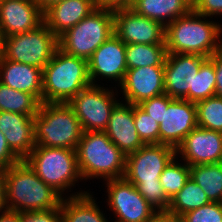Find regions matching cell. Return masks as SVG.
<instances>
[{
  "mask_svg": "<svg viewBox=\"0 0 222 222\" xmlns=\"http://www.w3.org/2000/svg\"><path fill=\"white\" fill-rule=\"evenodd\" d=\"M5 208V169L0 167V212Z\"/></svg>",
  "mask_w": 222,
  "mask_h": 222,
  "instance_id": "cell-42",
  "label": "cell"
},
{
  "mask_svg": "<svg viewBox=\"0 0 222 222\" xmlns=\"http://www.w3.org/2000/svg\"><path fill=\"white\" fill-rule=\"evenodd\" d=\"M190 177L211 202L222 203V162L190 166Z\"/></svg>",
  "mask_w": 222,
  "mask_h": 222,
  "instance_id": "cell-26",
  "label": "cell"
},
{
  "mask_svg": "<svg viewBox=\"0 0 222 222\" xmlns=\"http://www.w3.org/2000/svg\"><path fill=\"white\" fill-rule=\"evenodd\" d=\"M35 121V146L76 150L83 130L68 103H41Z\"/></svg>",
  "mask_w": 222,
  "mask_h": 222,
  "instance_id": "cell-6",
  "label": "cell"
},
{
  "mask_svg": "<svg viewBox=\"0 0 222 222\" xmlns=\"http://www.w3.org/2000/svg\"><path fill=\"white\" fill-rule=\"evenodd\" d=\"M207 58L198 54L167 53L164 63L165 94L193 102V81Z\"/></svg>",
  "mask_w": 222,
  "mask_h": 222,
  "instance_id": "cell-12",
  "label": "cell"
},
{
  "mask_svg": "<svg viewBox=\"0 0 222 222\" xmlns=\"http://www.w3.org/2000/svg\"><path fill=\"white\" fill-rule=\"evenodd\" d=\"M63 196L42 181L21 160L5 169L6 208L17 212L45 211L57 208Z\"/></svg>",
  "mask_w": 222,
  "mask_h": 222,
  "instance_id": "cell-2",
  "label": "cell"
},
{
  "mask_svg": "<svg viewBox=\"0 0 222 222\" xmlns=\"http://www.w3.org/2000/svg\"><path fill=\"white\" fill-rule=\"evenodd\" d=\"M174 157L161 173L159 179L163 191L169 200L173 198L190 178V166L176 163Z\"/></svg>",
  "mask_w": 222,
  "mask_h": 222,
  "instance_id": "cell-30",
  "label": "cell"
},
{
  "mask_svg": "<svg viewBox=\"0 0 222 222\" xmlns=\"http://www.w3.org/2000/svg\"><path fill=\"white\" fill-rule=\"evenodd\" d=\"M1 213L0 222H20V212L5 208Z\"/></svg>",
  "mask_w": 222,
  "mask_h": 222,
  "instance_id": "cell-40",
  "label": "cell"
},
{
  "mask_svg": "<svg viewBox=\"0 0 222 222\" xmlns=\"http://www.w3.org/2000/svg\"><path fill=\"white\" fill-rule=\"evenodd\" d=\"M189 166L222 162V133L196 127L181 142L176 154Z\"/></svg>",
  "mask_w": 222,
  "mask_h": 222,
  "instance_id": "cell-15",
  "label": "cell"
},
{
  "mask_svg": "<svg viewBox=\"0 0 222 222\" xmlns=\"http://www.w3.org/2000/svg\"><path fill=\"white\" fill-rule=\"evenodd\" d=\"M106 181L108 205L118 218L115 222H145L157 211L125 178Z\"/></svg>",
  "mask_w": 222,
  "mask_h": 222,
  "instance_id": "cell-11",
  "label": "cell"
},
{
  "mask_svg": "<svg viewBox=\"0 0 222 222\" xmlns=\"http://www.w3.org/2000/svg\"><path fill=\"white\" fill-rule=\"evenodd\" d=\"M196 105L185 99H174L164 107L159 124V144L177 149L183 139L197 127Z\"/></svg>",
  "mask_w": 222,
  "mask_h": 222,
  "instance_id": "cell-14",
  "label": "cell"
},
{
  "mask_svg": "<svg viewBox=\"0 0 222 222\" xmlns=\"http://www.w3.org/2000/svg\"><path fill=\"white\" fill-rule=\"evenodd\" d=\"M0 131L9 148L24 160L35 147V121L30 115L0 111Z\"/></svg>",
  "mask_w": 222,
  "mask_h": 222,
  "instance_id": "cell-20",
  "label": "cell"
},
{
  "mask_svg": "<svg viewBox=\"0 0 222 222\" xmlns=\"http://www.w3.org/2000/svg\"><path fill=\"white\" fill-rule=\"evenodd\" d=\"M215 65L216 88L215 96L222 97V47L210 57Z\"/></svg>",
  "mask_w": 222,
  "mask_h": 222,
  "instance_id": "cell-38",
  "label": "cell"
},
{
  "mask_svg": "<svg viewBox=\"0 0 222 222\" xmlns=\"http://www.w3.org/2000/svg\"><path fill=\"white\" fill-rule=\"evenodd\" d=\"M90 85L87 60L57 48L43 68L42 103H68Z\"/></svg>",
  "mask_w": 222,
  "mask_h": 222,
  "instance_id": "cell-4",
  "label": "cell"
},
{
  "mask_svg": "<svg viewBox=\"0 0 222 222\" xmlns=\"http://www.w3.org/2000/svg\"><path fill=\"white\" fill-rule=\"evenodd\" d=\"M216 74L213 60L209 57L202 64L193 81V103L215 96Z\"/></svg>",
  "mask_w": 222,
  "mask_h": 222,
  "instance_id": "cell-31",
  "label": "cell"
},
{
  "mask_svg": "<svg viewBox=\"0 0 222 222\" xmlns=\"http://www.w3.org/2000/svg\"><path fill=\"white\" fill-rule=\"evenodd\" d=\"M192 10L205 17L222 15V0H195Z\"/></svg>",
  "mask_w": 222,
  "mask_h": 222,
  "instance_id": "cell-36",
  "label": "cell"
},
{
  "mask_svg": "<svg viewBox=\"0 0 222 222\" xmlns=\"http://www.w3.org/2000/svg\"><path fill=\"white\" fill-rule=\"evenodd\" d=\"M164 67H138L126 71L120 87L125 101L139 105L142 101L165 93Z\"/></svg>",
  "mask_w": 222,
  "mask_h": 222,
  "instance_id": "cell-17",
  "label": "cell"
},
{
  "mask_svg": "<svg viewBox=\"0 0 222 222\" xmlns=\"http://www.w3.org/2000/svg\"><path fill=\"white\" fill-rule=\"evenodd\" d=\"M58 48V37L42 23L36 29L4 37L3 57L43 69Z\"/></svg>",
  "mask_w": 222,
  "mask_h": 222,
  "instance_id": "cell-9",
  "label": "cell"
},
{
  "mask_svg": "<svg viewBox=\"0 0 222 222\" xmlns=\"http://www.w3.org/2000/svg\"><path fill=\"white\" fill-rule=\"evenodd\" d=\"M173 100V98L164 93L160 96L142 101L139 106L152 117L154 121L160 124L162 123L164 115V107H168Z\"/></svg>",
  "mask_w": 222,
  "mask_h": 222,
  "instance_id": "cell-34",
  "label": "cell"
},
{
  "mask_svg": "<svg viewBox=\"0 0 222 222\" xmlns=\"http://www.w3.org/2000/svg\"><path fill=\"white\" fill-rule=\"evenodd\" d=\"M135 0H96L97 7L105 9L131 8Z\"/></svg>",
  "mask_w": 222,
  "mask_h": 222,
  "instance_id": "cell-39",
  "label": "cell"
},
{
  "mask_svg": "<svg viewBox=\"0 0 222 222\" xmlns=\"http://www.w3.org/2000/svg\"><path fill=\"white\" fill-rule=\"evenodd\" d=\"M114 34L124 44H165V26L131 8L113 10Z\"/></svg>",
  "mask_w": 222,
  "mask_h": 222,
  "instance_id": "cell-13",
  "label": "cell"
},
{
  "mask_svg": "<svg viewBox=\"0 0 222 222\" xmlns=\"http://www.w3.org/2000/svg\"><path fill=\"white\" fill-rule=\"evenodd\" d=\"M185 222H222V203L210 202L181 216Z\"/></svg>",
  "mask_w": 222,
  "mask_h": 222,
  "instance_id": "cell-33",
  "label": "cell"
},
{
  "mask_svg": "<svg viewBox=\"0 0 222 222\" xmlns=\"http://www.w3.org/2000/svg\"><path fill=\"white\" fill-rule=\"evenodd\" d=\"M20 222H62L60 205L45 211L20 212Z\"/></svg>",
  "mask_w": 222,
  "mask_h": 222,
  "instance_id": "cell-35",
  "label": "cell"
},
{
  "mask_svg": "<svg viewBox=\"0 0 222 222\" xmlns=\"http://www.w3.org/2000/svg\"><path fill=\"white\" fill-rule=\"evenodd\" d=\"M206 18L191 10L169 23L165 27L167 53L198 54L209 58L218 51L222 47L219 40L222 25L206 21Z\"/></svg>",
  "mask_w": 222,
  "mask_h": 222,
  "instance_id": "cell-3",
  "label": "cell"
},
{
  "mask_svg": "<svg viewBox=\"0 0 222 222\" xmlns=\"http://www.w3.org/2000/svg\"><path fill=\"white\" fill-rule=\"evenodd\" d=\"M40 8V10L42 12H44L45 10H47L49 7H51L52 5L61 2L63 0H33Z\"/></svg>",
  "mask_w": 222,
  "mask_h": 222,
  "instance_id": "cell-43",
  "label": "cell"
},
{
  "mask_svg": "<svg viewBox=\"0 0 222 222\" xmlns=\"http://www.w3.org/2000/svg\"><path fill=\"white\" fill-rule=\"evenodd\" d=\"M172 222H185L182 217H176L172 214Z\"/></svg>",
  "mask_w": 222,
  "mask_h": 222,
  "instance_id": "cell-45",
  "label": "cell"
},
{
  "mask_svg": "<svg viewBox=\"0 0 222 222\" xmlns=\"http://www.w3.org/2000/svg\"><path fill=\"white\" fill-rule=\"evenodd\" d=\"M210 202L202 188L190 177L184 187L170 200L168 212L181 217L188 211L198 209Z\"/></svg>",
  "mask_w": 222,
  "mask_h": 222,
  "instance_id": "cell-27",
  "label": "cell"
},
{
  "mask_svg": "<svg viewBox=\"0 0 222 222\" xmlns=\"http://www.w3.org/2000/svg\"><path fill=\"white\" fill-rule=\"evenodd\" d=\"M81 179L124 178L126 155L109 139L104 131L83 132L76 148Z\"/></svg>",
  "mask_w": 222,
  "mask_h": 222,
  "instance_id": "cell-5",
  "label": "cell"
},
{
  "mask_svg": "<svg viewBox=\"0 0 222 222\" xmlns=\"http://www.w3.org/2000/svg\"><path fill=\"white\" fill-rule=\"evenodd\" d=\"M145 222H172V213H169L168 211H156Z\"/></svg>",
  "mask_w": 222,
  "mask_h": 222,
  "instance_id": "cell-41",
  "label": "cell"
},
{
  "mask_svg": "<svg viewBox=\"0 0 222 222\" xmlns=\"http://www.w3.org/2000/svg\"><path fill=\"white\" fill-rule=\"evenodd\" d=\"M114 35L113 10L97 7L58 37V48L68 55L88 59Z\"/></svg>",
  "mask_w": 222,
  "mask_h": 222,
  "instance_id": "cell-7",
  "label": "cell"
},
{
  "mask_svg": "<svg viewBox=\"0 0 222 222\" xmlns=\"http://www.w3.org/2000/svg\"><path fill=\"white\" fill-rule=\"evenodd\" d=\"M96 8V0H63L43 12V23L59 37Z\"/></svg>",
  "mask_w": 222,
  "mask_h": 222,
  "instance_id": "cell-21",
  "label": "cell"
},
{
  "mask_svg": "<svg viewBox=\"0 0 222 222\" xmlns=\"http://www.w3.org/2000/svg\"><path fill=\"white\" fill-rule=\"evenodd\" d=\"M104 132L126 156L144 145L134 123V105L128 102L114 106Z\"/></svg>",
  "mask_w": 222,
  "mask_h": 222,
  "instance_id": "cell-19",
  "label": "cell"
},
{
  "mask_svg": "<svg viewBox=\"0 0 222 222\" xmlns=\"http://www.w3.org/2000/svg\"><path fill=\"white\" fill-rule=\"evenodd\" d=\"M68 200V201H67ZM62 222H108L91 194L77 192L60 203Z\"/></svg>",
  "mask_w": 222,
  "mask_h": 222,
  "instance_id": "cell-24",
  "label": "cell"
},
{
  "mask_svg": "<svg viewBox=\"0 0 222 222\" xmlns=\"http://www.w3.org/2000/svg\"><path fill=\"white\" fill-rule=\"evenodd\" d=\"M167 56L165 44H127V69L138 67H164Z\"/></svg>",
  "mask_w": 222,
  "mask_h": 222,
  "instance_id": "cell-25",
  "label": "cell"
},
{
  "mask_svg": "<svg viewBox=\"0 0 222 222\" xmlns=\"http://www.w3.org/2000/svg\"><path fill=\"white\" fill-rule=\"evenodd\" d=\"M21 159L9 148L4 134L0 131V167L7 169Z\"/></svg>",
  "mask_w": 222,
  "mask_h": 222,
  "instance_id": "cell-37",
  "label": "cell"
},
{
  "mask_svg": "<svg viewBox=\"0 0 222 222\" xmlns=\"http://www.w3.org/2000/svg\"><path fill=\"white\" fill-rule=\"evenodd\" d=\"M131 9L166 27L178 17L187 15L192 10V3L189 0H135Z\"/></svg>",
  "mask_w": 222,
  "mask_h": 222,
  "instance_id": "cell-23",
  "label": "cell"
},
{
  "mask_svg": "<svg viewBox=\"0 0 222 222\" xmlns=\"http://www.w3.org/2000/svg\"><path fill=\"white\" fill-rule=\"evenodd\" d=\"M0 82L34 95L42 103L43 69L0 57Z\"/></svg>",
  "mask_w": 222,
  "mask_h": 222,
  "instance_id": "cell-22",
  "label": "cell"
},
{
  "mask_svg": "<svg viewBox=\"0 0 222 222\" xmlns=\"http://www.w3.org/2000/svg\"><path fill=\"white\" fill-rule=\"evenodd\" d=\"M43 12L33 0H0V28L3 37L36 29Z\"/></svg>",
  "mask_w": 222,
  "mask_h": 222,
  "instance_id": "cell-18",
  "label": "cell"
},
{
  "mask_svg": "<svg viewBox=\"0 0 222 222\" xmlns=\"http://www.w3.org/2000/svg\"><path fill=\"white\" fill-rule=\"evenodd\" d=\"M87 62L92 85H98L95 84V78L99 75L102 78L119 81L121 85L128 70L126 44L114 34L92 54Z\"/></svg>",
  "mask_w": 222,
  "mask_h": 222,
  "instance_id": "cell-16",
  "label": "cell"
},
{
  "mask_svg": "<svg viewBox=\"0 0 222 222\" xmlns=\"http://www.w3.org/2000/svg\"><path fill=\"white\" fill-rule=\"evenodd\" d=\"M195 105L198 127L222 133V97L213 96Z\"/></svg>",
  "mask_w": 222,
  "mask_h": 222,
  "instance_id": "cell-29",
  "label": "cell"
},
{
  "mask_svg": "<svg viewBox=\"0 0 222 222\" xmlns=\"http://www.w3.org/2000/svg\"><path fill=\"white\" fill-rule=\"evenodd\" d=\"M176 156V149L165 144H144L126 156L124 178L135 185L157 211H168L170 200L163 191L159 177Z\"/></svg>",
  "mask_w": 222,
  "mask_h": 222,
  "instance_id": "cell-1",
  "label": "cell"
},
{
  "mask_svg": "<svg viewBox=\"0 0 222 222\" xmlns=\"http://www.w3.org/2000/svg\"><path fill=\"white\" fill-rule=\"evenodd\" d=\"M134 123L144 144H159V124L139 105H134Z\"/></svg>",
  "mask_w": 222,
  "mask_h": 222,
  "instance_id": "cell-32",
  "label": "cell"
},
{
  "mask_svg": "<svg viewBox=\"0 0 222 222\" xmlns=\"http://www.w3.org/2000/svg\"><path fill=\"white\" fill-rule=\"evenodd\" d=\"M41 102L32 94L17 91L0 82V111L35 117Z\"/></svg>",
  "mask_w": 222,
  "mask_h": 222,
  "instance_id": "cell-28",
  "label": "cell"
},
{
  "mask_svg": "<svg viewBox=\"0 0 222 222\" xmlns=\"http://www.w3.org/2000/svg\"><path fill=\"white\" fill-rule=\"evenodd\" d=\"M4 37L0 28V57L3 55Z\"/></svg>",
  "mask_w": 222,
  "mask_h": 222,
  "instance_id": "cell-44",
  "label": "cell"
},
{
  "mask_svg": "<svg viewBox=\"0 0 222 222\" xmlns=\"http://www.w3.org/2000/svg\"><path fill=\"white\" fill-rule=\"evenodd\" d=\"M24 161L60 195L81 179L76 150L70 148L35 146Z\"/></svg>",
  "mask_w": 222,
  "mask_h": 222,
  "instance_id": "cell-8",
  "label": "cell"
},
{
  "mask_svg": "<svg viewBox=\"0 0 222 222\" xmlns=\"http://www.w3.org/2000/svg\"><path fill=\"white\" fill-rule=\"evenodd\" d=\"M111 91L99 85H90L68 102L83 132L104 131L107 128L111 112L118 103Z\"/></svg>",
  "mask_w": 222,
  "mask_h": 222,
  "instance_id": "cell-10",
  "label": "cell"
}]
</instances>
